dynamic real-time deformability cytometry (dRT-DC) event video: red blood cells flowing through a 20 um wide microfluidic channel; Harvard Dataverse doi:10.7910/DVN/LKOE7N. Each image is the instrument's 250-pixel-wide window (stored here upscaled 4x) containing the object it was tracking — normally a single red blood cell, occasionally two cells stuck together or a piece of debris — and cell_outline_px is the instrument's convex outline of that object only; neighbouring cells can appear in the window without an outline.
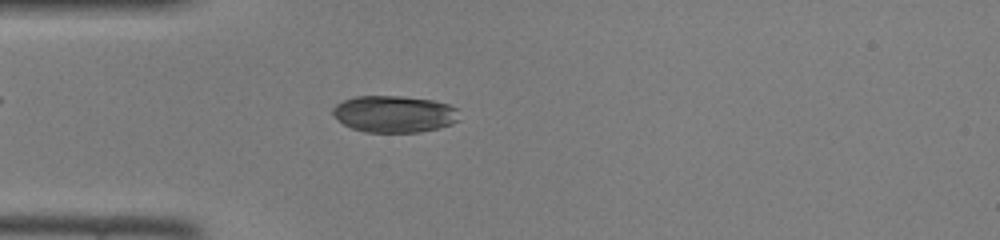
{"species": "common noctule bat (a hibernating species)", "species_latin": "Nyctalus noctula", "temperature_condition": "room temperature", "stored_images_in_passage": 43, "camera_frame_rate_fps": 3000, "um_per_image_px": 0.085, "animal": {"sex": "female", "body_mass_g": 22.0, "forearm_length_mm": 56.7}, "frame": {"image": 1, "passage_image": 12, "time_ms": 3.667, "image_size_px": [1000, 240], "cell_outline_px": [[460, 120], [452, 124], [440, 128], [420, 132], [364, 132], [352, 128], [344, 124], [332, 112], [332, 108], [336, 104], [344, 100], [356, 96], [400, 96], [432, 100], [448, 104], [456, 108]], "centroid_in_image_um": [33.54, 9.69], "position_along_channel_um": 51.5, "area_um2": 27.11}}
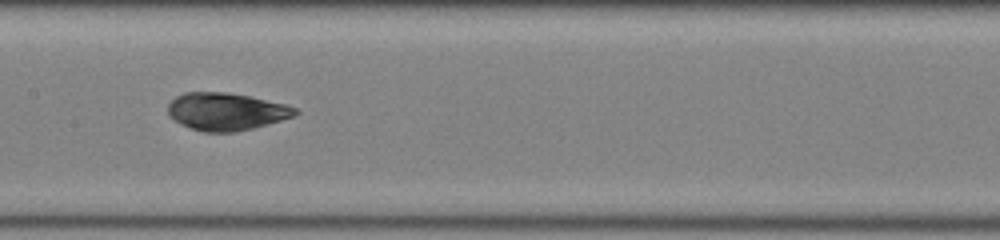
{"frame": {"image": 2, "passage_image": 22, "time_ms": 7.0, "image_size_px": [1000, 240], "cell_outline_px": [[300, 112], [296, 116], [252, 128], [232, 132], [204, 132], [180, 124], [168, 112], [168, 104], [176, 96], [184, 92], [228, 92], [248, 96], [284, 104], [296, 108]], "centroid_in_image_um": [19.23, 9.47], "position_along_channel_um": 188.2, "area_um2": 27.57}}
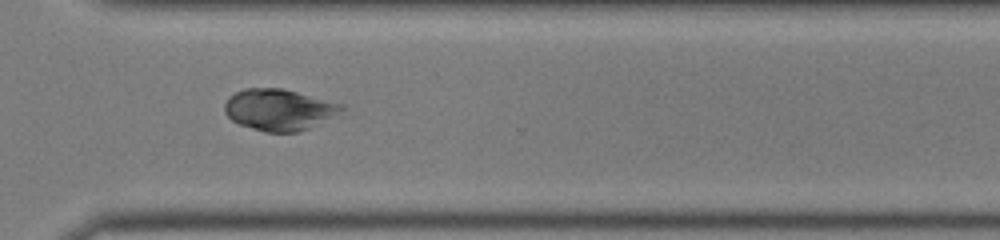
{"frame": {"image": 3, "passage_image": 33, "time_ms": 10.667, "image_size_px": [1000, 240], "cell_outline_px": [[348, 116], [296, 132], [264, 132], [240, 124], [232, 120], [224, 112], [224, 104], [228, 96], [244, 88], [284, 88], [344, 104]], "centroid_in_image_um": [23.88, 9.33], "position_along_channel_um": 346.7, "area_um2": 29.3}}